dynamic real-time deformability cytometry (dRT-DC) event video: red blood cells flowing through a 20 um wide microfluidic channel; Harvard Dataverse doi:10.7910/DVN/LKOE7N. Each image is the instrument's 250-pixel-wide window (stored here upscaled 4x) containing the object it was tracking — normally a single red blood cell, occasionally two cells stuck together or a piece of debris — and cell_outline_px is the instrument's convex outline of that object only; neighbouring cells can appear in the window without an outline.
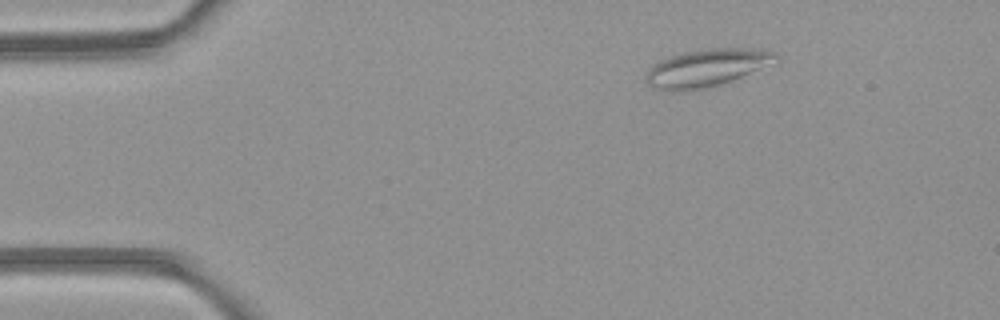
{"species": "common noctule bat (a hibernating species)", "species_latin": "Nyctalus noctula", "temperature_condition": "room temperature", "stored_images_in_passage": 6, "camera_frame_rate_fps": 3000, "um_per_image_px": 0.085, "animal": {"sex": "female", "body_mass_g": 21.9}, "frame": {"image": 1, "passage_image": 6, "time_ms": 5.667, "image_size_px": [1000, 320], "cell_outline_px": [[780, 60], [720, 84], [704, 88], [668, 92], [648, 84], [644, 80], [644, 76], [652, 64], [660, 60], [684, 52], [700, 48], [740, 48], [772, 52], [780, 56]], "centroid_in_image_um": [59.99, 5.76], "position_along_channel_um": 25.0, "area_um2": 27.98}}